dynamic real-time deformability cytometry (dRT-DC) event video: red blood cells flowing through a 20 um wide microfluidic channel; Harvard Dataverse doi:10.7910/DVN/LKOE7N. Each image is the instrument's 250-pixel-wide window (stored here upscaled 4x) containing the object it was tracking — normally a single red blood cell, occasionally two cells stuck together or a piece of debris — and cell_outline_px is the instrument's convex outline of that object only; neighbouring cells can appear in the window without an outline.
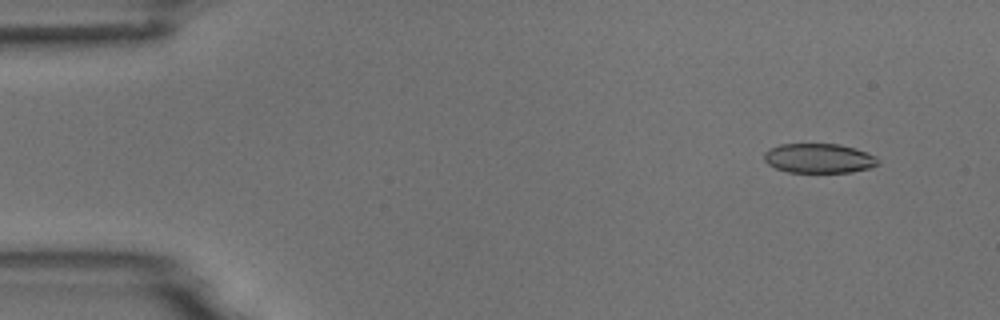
{"species": "common noctule bat (a hibernating species)", "species_latin": "Nyctalus noctula", "temperature_condition": "room temperature", "stored_images_in_passage": 54, "camera_frame_rate_fps": 3000, "um_per_image_px": 0.085, "animal": {"sex": "male", "body_mass_g": 18.8}, "frame": {"image": 1, "passage_image": 5, "time_ms": 1.333, "image_size_px": [1000, 320], "cell_outline_px": [[880, 164], [868, 168], [852, 172], [788, 172], [776, 168], [768, 164], [764, 160], [764, 152], [768, 148], [780, 144], [840, 144], [876, 156], [880, 160]], "centroid_in_image_um": [69.59, 13.45], "position_along_channel_um": 15.4, "area_um2": 19.59}}
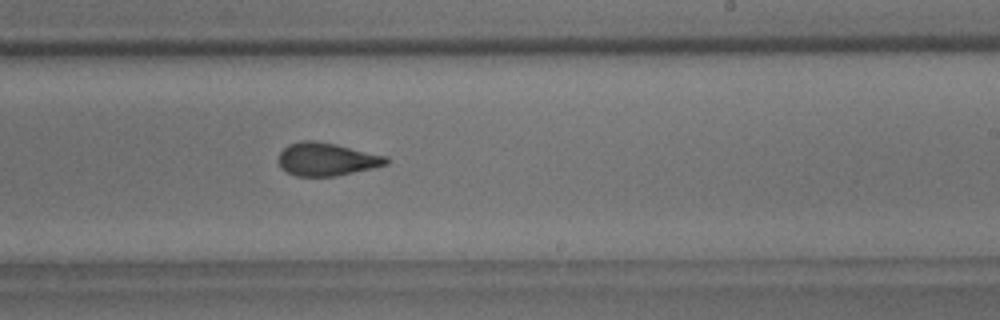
{"frame": {"image": 2, "passage_image": 33, "time_ms": 10.667, "image_size_px": [1000, 320], "cell_outline_px": [[388, 164], [372, 168], [336, 176], [296, 176], [280, 168], [276, 160], [280, 152], [288, 144], [300, 140], [316, 140], [336, 144], [388, 156]], "centroid_in_image_um": [27.73, 13.52], "position_along_channel_um": 261.3, "area_um2": 20.98}}
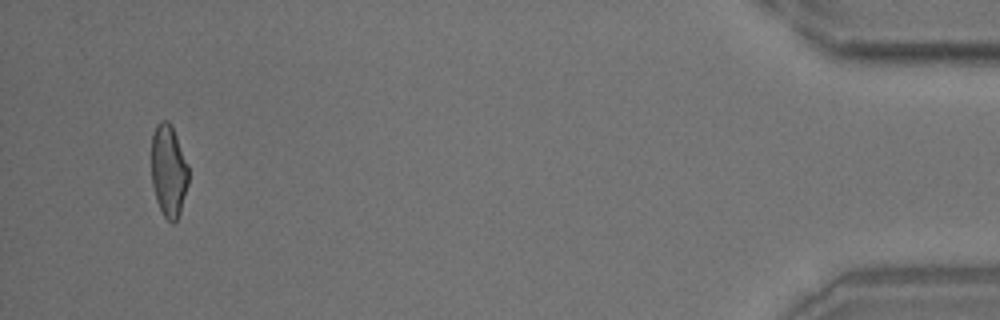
{"frame": {"image": 3, "passage_image": 52, "time_ms": 17.0, "image_size_px": [1000, 320], "cell_outline_px": [[188, 184], [180, 212], [176, 220], [172, 224], [164, 216], [156, 200], [152, 184], [152, 132], [156, 124], [160, 120], [168, 120], [172, 124], [188, 164]], "centroid_in_image_um": [14.33, 14.47], "position_along_channel_um": 420.9, "area_um2": 20.06}, "authors_computed_cell_mechanics": {"area_um2": 20.9814, "velocity_mm_per_s": 3.7418, "shape_relaxation_time_tau1_ms": 8.1613, "shape_relaxation_time_tau2_ms": 1.7088, "deformation_change_tau1": 0.1985, "deformation_change_tau2": 0.0852}}